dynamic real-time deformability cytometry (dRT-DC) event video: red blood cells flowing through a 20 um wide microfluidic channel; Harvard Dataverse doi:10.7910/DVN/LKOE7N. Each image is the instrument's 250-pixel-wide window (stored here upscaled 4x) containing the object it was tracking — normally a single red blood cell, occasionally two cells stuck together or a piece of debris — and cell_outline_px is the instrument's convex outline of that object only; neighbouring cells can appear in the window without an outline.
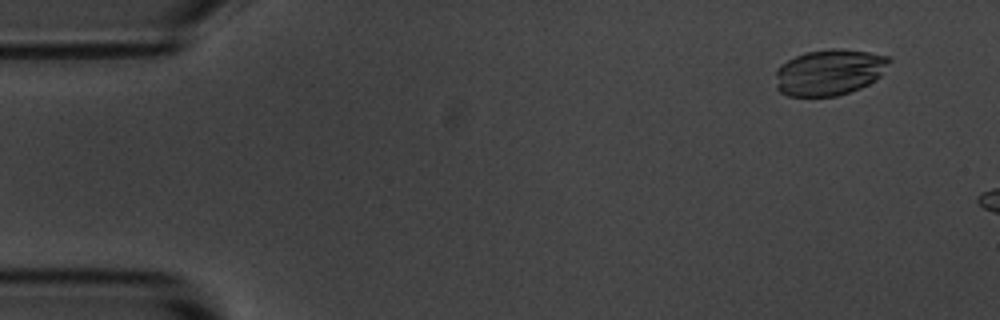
{"species": "common noctule bat (a hibernating species)", "species_latin": "Nyctalus noctula", "temperature_condition": "room temperature", "stored_images_in_passage": 3, "camera_frame_rate_fps": 3000, "um_per_image_px": 0.085, "animal": {"sex": "male", "body_mass_g": 20.1, "forearm_length_mm": 53.5}, "frame": {"image": 1, "passage_image": 1, "time_ms": 0.0, "image_size_px": [1000, 320], "cell_outline_px": [[892, 60], [880, 76], [876, 80], [860, 88], [836, 96], [788, 96], [780, 92], [776, 88], [776, 68], [780, 64], [804, 52], [832, 48], [840, 48], [868, 52], [892, 56]], "centroid_in_image_um": [70.5, 6.13], "position_along_channel_um": 14.5, "area_um2": 30.81}}